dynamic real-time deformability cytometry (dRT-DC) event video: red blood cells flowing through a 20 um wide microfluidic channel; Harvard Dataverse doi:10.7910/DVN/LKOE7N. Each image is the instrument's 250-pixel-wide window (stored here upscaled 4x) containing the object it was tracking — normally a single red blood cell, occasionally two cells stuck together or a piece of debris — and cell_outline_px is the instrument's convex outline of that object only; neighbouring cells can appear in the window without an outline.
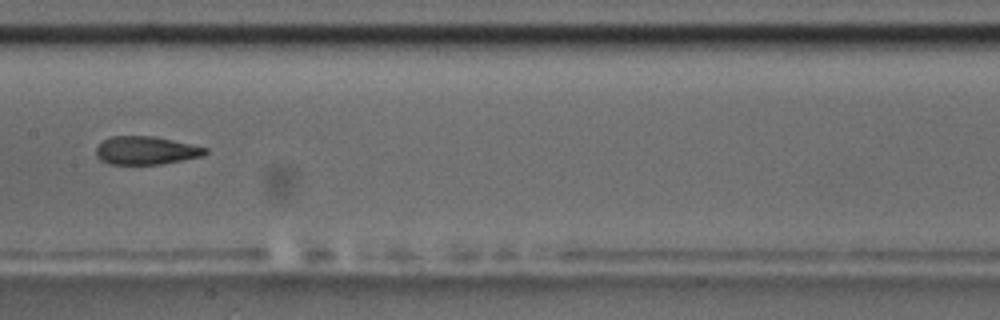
{"species": "common noctule bat (a hibernating species)", "species_latin": "Nyctalus noctula", "temperature_condition": "room temperature", "stored_images_in_passage": 9, "camera_frame_rate_fps": 3000, "um_per_image_px": 0.085, "animal": {"sex": "male", "body_mass_g": 17.5, "forearm_length_mm": 52.3}, "frame": {"image": 1, "passage_image": 8, "time_ms": 8.333, "image_size_px": [1000, 320], "cell_outline_px": [[208, 152], [204, 156], [160, 164], [108, 164], [100, 160], [96, 156], [96, 148], [104, 140], [112, 136], [152, 136], [192, 144], [208, 148]], "centroid_in_image_um": [12.42, 12.79], "position_along_channel_um": 195.0, "area_um2": 17.92}}